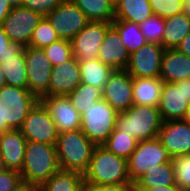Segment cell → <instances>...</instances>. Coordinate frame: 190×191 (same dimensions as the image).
Masks as SVG:
<instances>
[{
	"label": "cell",
	"instance_id": "6da1fadb",
	"mask_svg": "<svg viewBox=\"0 0 190 191\" xmlns=\"http://www.w3.org/2000/svg\"><path fill=\"white\" fill-rule=\"evenodd\" d=\"M83 178L87 187L132 184L127 171V159L109 152L102 145L94 147Z\"/></svg>",
	"mask_w": 190,
	"mask_h": 191
},
{
	"label": "cell",
	"instance_id": "7a4b0ae2",
	"mask_svg": "<svg viewBox=\"0 0 190 191\" xmlns=\"http://www.w3.org/2000/svg\"><path fill=\"white\" fill-rule=\"evenodd\" d=\"M59 170L55 145L27 141L20 172L23 183L39 188Z\"/></svg>",
	"mask_w": 190,
	"mask_h": 191
},
{
	"label": "cell",
	"instance_id": "3957f363",
	"mask_svg": "<svg viewBox=\"0 0 190 191\" xmlns=\"http://www.w3.org/2000/svg\"><path fill=\"white\" fill-rule=\"evenodd\" d=\"M55 146L61 170L84 174L89 167L96 145L81 129H77L59 133Z\"/></svg>",
	"mask_w": 190,
	"mask_h": 191
},
{
	"label": "cell",
	"instance_id": "277c9868",
	"mask_svg": "<svg viewBox=\"0 0 190 191\" xmlns=\"http://www.w3.org/2000/svg\"><path fill=\"white\" fill-rule=\"evenodd\" d=\"M162 124L158 107L133 104L128 110L118 112L116 128L141 141L157 138Z\"/></svg>",
	"mask_w": 190,
	"mask_h": 191
},
{
	"label": "cell",
	"instance_id": "5b68a950",
	"mask_svg": "<svg viewBox=\"0 0 190 191\" xmlns=\"http://www.w3.org/2000/svg\"><path fill=\"white\" fill-rule=\"evenodd\" d=\"M39 99L28 89L4 85L0 89L1 124L9 130H19L30 110Z\"/></svg>",
	"mask_w": 190,
	"mask_h": 191
},
{
	"label": "cell",
	"instance_id": "8992f818",
	"mask_svg": "<svg viewBox=\"0 0 190 191\" xmlns=\"http://www.w3.org/2000/svg\"><path fill=\"white\" fill-rule=\"evenodd\" d=\"M118 112L103 99L81 115L82 132L96 145H103L116 128Z\"/></svg>",
	"mask_w": 190,
	"mask_h": 191
},
{
	"label": "cell",
	"instance_id": "52a82bcc",
	"mask_svg": "<svg viewBox=\"0 0 190 191\" xmlns=\"http://www.w3.org/2000/svg\"><path fill=\"white\" fill-rule=\"evenodd\" d=\"M172 159L158 138L139 141L136 149L127 159V171L132 184L154 166L165 164Z\"/></svg>",
	"mask_w": 190,
	"mask_h": 191
},
{
	"label": "cell",
	"instance_id": "ba28073f",
	"mask_svg": "<svg viewBox=\"0 0 190 191\" xmlns=\"http://www.w3.org/2000/svg\"><path fill=\"white\" fill-rule=\"evenodd\" d=\"M27 141L56 145L58 130L49 111L39 100L27 114L19 129Z\"/></svg>",
	"mask_w": 190,
	"mask_h": 191
},
{
	"label": "cell",
	"instance_id": "9c48e42d",
	"mask_svg": "<svg viewBox=\"0 0 190 191\" xmlns=\"http://www.w3.org/2000/svg\"><path fill=\"white\" fill-rule=\"evenodd\" d=\"M190 105V79L163 82L158 109L163 122L183 120Z\"/></svg>",
	"mask_w": 190,
	"mask_h": 191
},
{
	"label": "cell",
	"instance_id": "30bf717a",
	"mask_svg": "<svg viewBox=\"0 0 190 191\" xmlns=\"http://www.w3.org/2000/svg\"><path fill=\"white\" fill-rule=\"evenodd\" d=\"M28 90L39 100L48 92L52 64L43 49L31 46L24 47Z\"/></svg>",
	"mask_w": 190,
	"mask_h": 191
},
{
	"label": "cell",
	"instance_id": "8fae6325",
	"mask_svg": "<svg viewBox=\"0 0 190 191\" xmlns=\"http://www.w3.org/2000/svg\"><path fill=\"white\" fill-rule=\"evenodd\" d=\"M112 23L89 21L84 29L71 40L73 56L79 62L98 59L100 46Z\"/></svg>",
	"mask_w": 190,
	"mask_h": 191
},
{
	"label": "cell",
	"instance_id": "7c38bea8",
	"mask_svg": "<svg viewBox=\"0 0 190 191\" xmlns=\"http://www.w3.org/2000/svg\"><path fill=\"white\" fill-rule=\"evenodd\" d=\"M59 39L72 40L89 20L72 0H65L47 16Z\"/></svg>",
	"mask_w": 190,
	"mask_h": 191
},
{
	"label": "cell",
	"instance_id": "4fadbf2b",
	"mask_svg": "<svg viewBox=\"0 0 190 191\" xmlns=\"http://www.w3.org/2000/svg\"><path fill=\"white\" fill-rule=\"evenodd\" d=\"M43 18L38 12L26 7H13L8 16L2 21L4 32L11 42L29 46L34 29Z\"/></svg>",
	"mask_w": 190,
	"mask_h": 191
},
{
	"label": "cell",
	"instance_id": "5bb4252c",
	"mask_svg": "<svg viewBox=\"0 0 190 191\" xmlns=\"http://www.w3.org/2000/svg\"><path fill=\"white\" fill-rule=\"evenodd\" d=\"M164 50L159 44L147 42L130 54L125 70L133 78H160L161 58Z\"/></svg>",
	"mask_w": 190,
	"mask_h": 191
},
{
	"label": "cell",
	"instance_id": "9a60e30c",
	"mask_svg": "<svg viewBox=\"0 0 190 191\" xmlns=\"http://www.w3.org/2000/svg\"><path fill=\"white\" fill-rule=\"evenodd\" d=\"M133 80L126 70H114L104 86L102 99L117 112L128 110L134 104Z\"/></svg>",
	"mask_w": 190,
	"mask_h": 191
},
{
	"label": "cell",
	"instance_id": "2e32d148",
	"mask_svg": "<svg viewBox=\"0 0 190 191\" xmlns=\"http://www.w3.org/2000/svg\"><path fill=\"white\" fill-rule=\"evenodd\" d=\"M40 101L54 120L58 133L81 128V114L73 107L66 95H50Z\"/></svg>",
	"mask_w": 190,
	"mask_h": 191
},
{
	"label": "cell",
	"instance_id": "e0dca14e",
	"mask_svg": "<svg viewBox=\"0 0 190 191\" xmlns=\"http://www.w3.org/2000/svg\"><path fill=\"white\" fill-rule=\"evenodd\" d=\"M157 138L172 158L190 154V123L185 120L163 122Z\"/></svg>",
	"mask_w": 190,
	"mask_h": 191
},
{
	"label": "cell",
	"instance_id": "ac0fdd59",
	"mask_svg": "<svg viewBox=\"0 0 190 191\" xmlns=\"http://www.w3.org/2000/svg\"><path fill=\"white\" fill-rule=\"evenodd\" d=\"M81 83L79 61L73 56L70 60L52 68L49 90L43 96L67 95Z\"/></svg>",
	"mask_w": 190,
	"mask_h": 191
},
{
	"label": "cell",
	"instance_id": "d6986e66",
	"mask_svg": "<svg viewBox=\"0 0 190 191\" xmlns=\"http://www.w3.org/2000/svg\"><path fill=\"white\" fill-rule=\"evenodd\" d=\"M129 57V52L123 46L119 32L111 25L100 46L98 59L113 70H125Z\"/></svg>",
	"mask_w": 190,
	"mask_h": 191
},
{
	"label": "cell",
	"instance_id": "ffe728a7",
	"mask_svg": "<svg viewBox=\"0 0 190 191\" xmlns=\"http://www.w3.org/2000/svg\"><path fill=\"white\" fill-rule=\"evenodd\" d=\"M27 140L20 130L0 134V154L9 170L22 171Z\"/></svg>",
	"mask_w": 190,
	"mask_h": 191
},
{
	"label": "cell",
	"instance_id": "44dd1931",
	"mask_svg": "<svg viewBox=\"0 0 190 191\" xmlns=\"http://www.w3.org/2000/svg\"><path fill=\"white\" fill-rule=\"evenodd\" d=\"M160 79L168 83L190 79V57L176 49H165L161 58Z\"/></svg>",
	"mask_w": 190,
	"mask_h": 191
},
{
	"label": "cell",
	"instance_id": "7402d4cb",
	"mask_svg": "<svg viewBox=\"0 0 190 191\" xmlns=\"http://www.w3.org/2000/svg\"><path fill=\"white\" fill-rule=\"evenodd\" d=\"M163 81L160 78H134L133 103L158 107Z\"/></svg>",
	"mask_w": 190,
	"mask_h": 191
},
{
	"label": "cell",
	"instance_id": "603a6c76",
	"mask_svg": "<svg viewBox=\"0 0 190 191\" xmlns=\"http://www.w3.org/2000/svg\"><path fill=\"white\" fill-rule=\"evenodd\" d=\"M190 33V20L184 12L165 18V31L161 46L164 49H175Z\"/></svg>",
	"mask_w": 190,
	"mask_h": 191
},
{
	"label": "cell",
	"instance_id": "cb8c5ba5",
	"mask_svg": "<svg viewBox=\"0 0 190 191\" xmlns=\"http://www.w3.org/2000/svg\"><path fill=\"white\" fill-rule=\"evenodd\" d=\"M153 15L149 0H120L115 6V19L141 24Z\"/></svg>",
	"mask_w": 190,
	"mask_h": 191
},
{
	"label": "cell",
	"instance_id": "d4e9b609",
	"mask_svg": "<svg viewBox=\"0 0 190 191\" xmlns=\"http://www.w3.org/2000/svg\"><path fill=\"white\" fill-rule=\"evenodd\" d=\"M43 191H86L83 174L75 171L59 170L41 187Z\"/></svg>",
	"mask_w": 190,
	"mask_h": 191
},
{
	"label": "cell",
	"instance_id": "484cf974",
	"mask_svg": "<svg viewBox=\"0 0 190 191\" xmlns=\"http://www.w3.org/2000/svg\"><path fill=\"white\" fill-rule=\"evenodd\" d=\"M175 184L174 165L172 161L154 166L153 169L147 171L134 183L138 188H155Z\"/></svg>",
	"mask_w": 190,
	"mask_h": 191
},
{
	"label": "cell",
	"instance_id": "4316f807",
	"mask_svg": "<svg viewBox=\"0 0 190 191\" xmlns=\"http://www.w3.org/2000/svg\"><path fill=\"white\" fill-rule=\"evenodd\" d=\"M2 74L5 77L6 85L28 89V78L26 71V58L24 50L19 55L8 57L1 63Z\"/></svg>",
	"mask_w": 190,
	"mask_h": 191
},
{
	"label": "cell",
	"instance_id": "83f0119b",
	"mask_svg": "<svg viewBox=\"0 0 190 191\" xmlns=\"http://www.w3.org/2000/svg\"><path fill=\"white\" fill-rule=\"evenodd\" d=\"M81 82L94 87L104 89V86L114 71L109 66L103 64L99 59L88 62H79Z\"/></svg>",
	"mask_w": 190,
	"mask_h": 191
},
{
	"label": "cell",
	"instance_id": "f1b7e54d",
	"mask_svg": "<svg viewBox=\"0 0 190 191\" xmlns=\"http://www.w3.org/2000/svg\"><path fill=\"white\" fill-rule=\"evenodd\" d=\"M89 21L112 23L115 8L107 0H72Z\"/></svg>",
	"mask_w": 190,
	"mask_h": 191
},
{
	"label": "cell",
	"instance_id": "f546056e",
	"mask_svg": "<svg viewBox=\"0 0 190 191\" xmlns=\"http://www.w3.org/2000/svg\"><path fill=\"white\" fill-rule=\"evenodd\" d=\"M66 96L73 107L82 115L86 109L102 99L103 89L81 82Z\"/></svg>",
	"mask_w": 190,
	"mask_h": 191
},
{
	"label": "cell",
	"instance_id": "4dcf8cb0",
	"mask_svg": "<svg viewBox=\"0 0 190 191\" xmlns=\"http://www.w3.org/2000/svg\"><path fill=\"white\" fill-rule=\"evenodd\" d=\"M112 25L119 32L123 46L127 49L129 55L147 43L139 29V24L124 20H114Z\"/></svg>",
	"mask_w": 190,
	"mask_h": 191
},
{
	"label": "cell",
	"instance_id": "1f68e13d",
	"mask_svg": "<svg viewBox=\"0 0 190 191\" xmlns=\"http://www.w3.org/2000/svg\"><path fill=\"white\" fill-rule=\"evenodd\" d=\"M138 142L130 134L121 132L115 128L102 146L109 152L128 159L136 149Z\"/></svg>",
	"mask_w": 190,
	"mask_h": 191
},
{
	"label": "cell",
	"instance_id": "d6a6232c",
	"mask_svg": "<svg viewBox=\"0 0 190 191\" xmlns=\"http://www.w3.org/2000/svg\"><path fill=\"white\" fill-rule=\"evenodd\" d=\"M58 40L59 37L52 27V24L48 18L44 16L34 29L29 46L43 49Z\"/></svg>",
	"mask_w": 190,
	"mask_h": 191
},
{
	"label": "cell",
	"instance_id": "836d02e7",
	"mask_svg": "<svg viewBox=\"0 0 190 191\" xmlns=\"http://www.w3.org/2000/svg\"><path fill=\"white\" fill-rule=\"evenodd\" d=\"M43 50L53 67L73 57L72 43L70 40L59 39L51 45L44 47Z\"/></svg>",
	"mask_w": 190,
	"mask_h": 191
},
{
	"label": "cell",
	"instance_id": "e575fe53",
	"mask_svg": "<svg viewBox=\"0 0 190 191\" xmlns=\"http://www.w3.org/2000/svg\"><path fill=\"white\" fill-rule=\"evenodd\" d=\"M139 29L144 35L146 42L161 45L165 31V18L152 15L139 24Z\"/></svg>",
	"mask_w": 190,
	"mask_h": 191
},
{
	"label": "cell",
	"instance_id": "d590c367",
	"mask_svg": "<svg viewBox=\"0 0 190 191\" xmlns=\"http://www.w3.org/2000/svg\"><path fill=\"white\" fill-rule=\"evenodd\" d=\"M172 162L176 184L188 191L190 189V154L175 156Z\"/></svg>",
	"mask_w": 190,
	"mask_h": 191
},
{
	"label": "cell",
	"instance_id": "8d00e7d4",
	"mask_svg": "<svg viewBox=\"0 0 190 191\" xmlns=\"http://www.w3.org/2000/svg\"><path fill=\"white\" fill-rule=\"evenodd\" d=\"M153 15L168 18L184 12L183 0H149Z\"/></svg>",
	"mask_w": 190,
	"mask_h": 191
},
{
	"label": "cell",
	"instance_id": "74e56055",
	"mask_svg": "<svg viewBox=\"0 0 190 191\" xmlns=\"http://www.w3.org/2000/svg\"><path fill=\"white\" fill-rule=\"evenodd\" d=\"M23 50L24 46L22 44L11 42L0 23V63L6 61L8 57L19 55Z\"/></svg>",
	"mask_w": 190,
	"mask_h": 191
},
{
	"label": "cell",
	"instance_id": "f35d334b",
	"mask_svg": "<svg viewBox=\"0 0 190 191\" xmlns=\"http://www.w3.org/2000/svg\"><path fill=\"white\" fill-rule=\"evenodd\" d=\"M64 1L65 0H23L22 6L34 12H38L44 17Z\"/></svg>",
	"mask_w": 190,
	"mask_h": 191
},
{
	"label": "cell",
	"instance_id": "ab89813d",
	"mask_svg": "<svg viewBox=\"0 0 190 191\" xmlns=\"http://www.w3.org/2000/svg\"><path fill=\"white\" fill-rule=\"evenodd\" d=\"M23 184L20 172L9 170L0 173V191H14Z\"/></svg>",
	"mask_w": 190,
	"mask_h": 191
},
{
	"label": "cell",
	"instance_id": "60d3db41",
	"mask_svg": "<svg viewBox=\"0 0 190 191\" xmlns=\"http://www.w3.org/2000/svg\"><path fill=\"white\" fill-rule=\"evenodd\" d=\"M133 184L125 185H99L87 187L88 191H132Z\"/></svg>",
	"mask_w": 190,
	"mask_h": 191
},
{
	"label": "cell",
	"instance_id": "b9f144b4",
	"mask_svg": "<svg viewBox=\"0 0 190 191\" xmlns=\"http://www.w3.org/2000/svg\"><path fill=\"white\" fill-rule=\"evenodd\" d=\"M175 49L190 57V33L182 39L181 43Z\"/></svg>",
	"mask_w": 190,
	"mask_h": 191
},
{
	"label": "cell",
	"instance_id": "7bdbcfd3",
	"mask_svg": "<svg viewBox=\"0 0 190 191\" xmlns=\"http://www.w3.org/2000/svg\"><path fill=\"white\" fill-rule=\"evenodd\" d=\"M12 8L8 0H0V23L8 16Z\"/></svg>",
	"mask_w": 190,
	"mask_h": 191
},
{
	"label": "cell",
	"instance_id": "ee69618b",
	"mask_svg": "<svg viewBox=\"0 0 190 191\" xmlns=\"http://www.w3.org/2000/svg\"><path fill=\"white\" fill-rule=\"evenodd\" d=\"M144 191H186L177 184L171 186H160L155 188H140Z\"/></svg>",
	"mask_w": 190,
	"mask_h": 191
},
{
	"label": "cell",
	"instance_id": "f6af8a7d",
	"mask_svg": "<svg viewBox=\"0 0 190 191\" xmlns=\"http://www.w3.org/2000/svg\"><path fill=\"white\" fill-rule=\"evenodd\" d=\"M37 187L34 185H30L27 183H23L20 187H18L16 190L14 191H35Z\"/></svg>",
	"mask_w": 190,
	"mask_h": 191
},
{
	"label": "cell",
	"instance_id": "bcb514c9",
	"mask_svg": "<svg viewBox=\"0 0 190 191\" xmlns=\"http://www.w3.org/2000/svg\"><path fill=\"white\" fill-rule=\"evenodd\" d=\"M184 3V13L190 20V0H183Z\"/></svg>",
	"mask_w": 190,
	"mask_h": 191
},
{
	"label": "cell",
	"instance_id": "7dc6e473",
	"mask_svg": "<svg viewBox=\"0 0 190 191\" xmlns=\"http://www.w3.org/2000/svg\"><path fill=\"white\" fill-rule=\"evenodd\" d=\"M2 67H1V63H0V89L6 85V80H5V77L3 76L2 74Z\"/></svg>",
	"mask_w": 190,
	"mask_h": 191
},
{
	"label": "cell",
	"instance_id": "c3c4849f",
	"mask_svg": "<svg viewBox=\"0 0 190 191\" xmlns=\"http://www.w3.org/2000/svg\"><path fill=\"white\" fill-rule=\"evenodd\" d=\"M12 7L22 6L23 0H8Z\"/></svg>",
	"mask_w": 190,
	"mask_h": 191
},
{
	"label": "cell",
	"instance_id": "681fc988",
	"mask_svg": "<svg viewBox=\"0 0 190 191\" xmlns=\"http://www.w3.org/2000/svg\"><path fill=\"white\" fill-rule=\"evenodd\" d=\"M8 168L5 165V162L0 154V173L6 171Z\"/></svg>",
	"mask_w": 190,
	"mask_h": 191
},
{
	"label": "cell",
	"instance_id": "f907efd6",
	"mask_svg": "<svg viewBox=\"0 0 190 191\" xmlns=\"http://www.w3.org/2000/svg\"><path fill=\"white\" fill-rule=\"evenodd\" d=\"M8 130L9 129L5 124H1V114H0V134Z\"/></svg>",
	"mask_w": 190,
	"mask_h": 191
},
{
	"label": "cell",
	"instance_id": "816d5d0a",
	"mask_svg": "<svg viewBox=\"0 0 190 191\" xmlns=\"http://www.w3.org/2000/svg\"><path fill=\"white\" fill-rule=\"evenodd\" d=\"M183 120H185V121L190 123V105L188 106V109L186 111V114H185V117H184Z\"/></svg>",
	"mask_w": 190,
	"mask_h": 191
},
{
	"label": "cell",
	"instance_id": "f5cc1de1",
	"mask_svg": "<svg viewBox=\"0 0 190 191\" xmlns=\"http://www.w3.org/2000/svg\"><path fill=\"white\" fill-rule=\"evenodd\" d=\"M114 8L119 3L120 0H107Z\"/></svg>",
	"mask_w": 190,
	"mask_h": 191
},
{
	"label": "cell",
	"instance_id": "db71d44e",
	"mask_svg": "<svg viewBox=\"0 0 190 191\" xmlns=\"http://www.w3.org/2000/svg\"><path fill=\"white\" fill-rule=\"evenodd\" d=\"M132 191H144V190H142V189L136 187V186L133 184V186H132Z\"/></svg>",
	"mask_w": 190,
	"mask_h": 191
},
{
	"label": "cell",
	"instance_id": "11a10c76",
	"mask_svg": "<svg viewBox=\"0 0 190 191\" xmlns=\"http://www.w3.org/2000/svg\"><path fill=\"white\" fill-rule=\"evenodd\" d=\"M35 191H43V190H41L40 188H36Z\"/></svg>",
	"mask_w": 190,
	"mask_h": 191
}]
</instances>
